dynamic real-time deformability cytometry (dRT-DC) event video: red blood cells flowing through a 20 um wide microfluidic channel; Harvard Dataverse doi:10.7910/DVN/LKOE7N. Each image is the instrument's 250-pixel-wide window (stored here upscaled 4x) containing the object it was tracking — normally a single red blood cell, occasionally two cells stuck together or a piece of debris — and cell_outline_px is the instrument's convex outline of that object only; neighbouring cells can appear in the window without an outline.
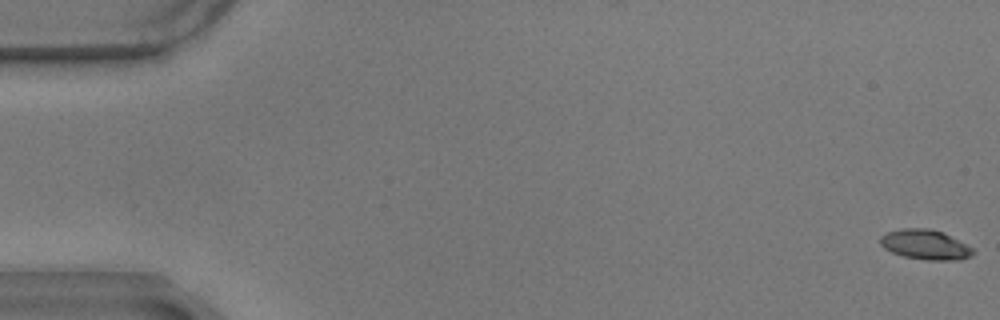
{"species": "common noctule bat (a hibernating species)", "species_latin": "Nyctalus noctula", "temperature_condition": "warm", "stored_images_in_passage": 59, "camera_frame_rate_fps": 3000, "um_per_image_px": 0.085, "animal": {"sex": "male", "body_mass_g": 17.9}, "frame": {"image": 1, "passage_image": 1, "time_ms": 0.0, "image_size_px": [1000, 320], "cell_outline_px": [[976, 252], [972, 256], [960, 260], [928, 260], [904, 256], [892, 252], [884, 248], [880, 244], [880, 236], [888, 232], [904, 228], [928, 228], [944, 232], [972, 248]], "centroid_in_image_um": [78.67, 20.79], "position_along_channel_um": 6.3, "area_um2": 16.13}}
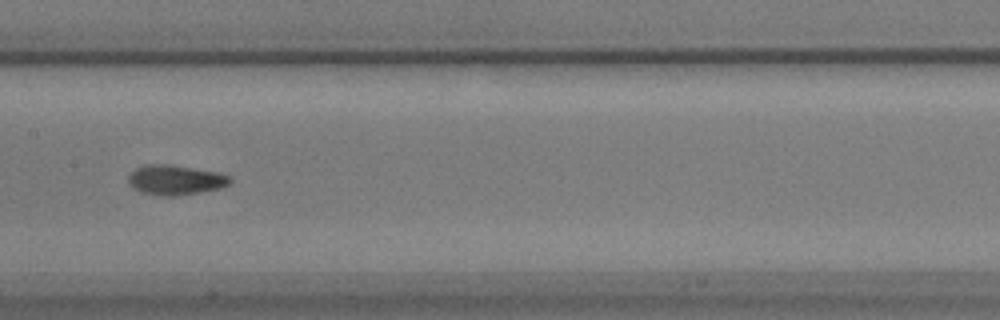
{"frame": {"image": 2, "passage_image": 30, "time_ms": 9.667, "image_size_px": [1000, 320], "cell_outline_px": [[232, 180], [228, 184], [220, 188], [172, 196], [160, 196], [144, 192], [132, 188], [128, 184], [128, 176], [136, 168], [144, 164], [172, 164], [220, 172], [228, 176]], "centroid_in_image_um": [14.88, 15.27], "position_along_channel_um": 192.5, "area_um2": 17.69}}
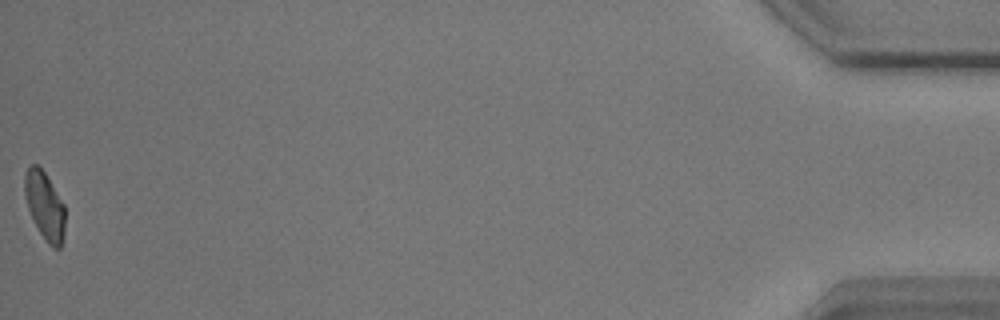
{"frame": {"image": 3, "passage_image": 59, "time_ms": 19.333, "image_size_px": [1000, 320], "cell_outline_px": [[64, 236], [60, 248], [52, 248], [48, 244], [40, 232], [28, 208], [24, 192], [24, 172], [32, 164], [36, 164], [44, 172], [64, 204]], "centroid_in_image_um": [3.8, 17.49], "position_along_channel_um": 431.4, "area_um2": 15.72}, "authors_computed_cell_mechanics": {"area_um2": 16.473, "velocity_mm_per_s": 3.4723, "shape_relaxation_time_tau1_ms": 3.8281, "shape_relaxation_time_tau2_ms": 3.9037, "deformation_change_tau1": 0.1229, "deformation_change_tau2": 0.0934}}